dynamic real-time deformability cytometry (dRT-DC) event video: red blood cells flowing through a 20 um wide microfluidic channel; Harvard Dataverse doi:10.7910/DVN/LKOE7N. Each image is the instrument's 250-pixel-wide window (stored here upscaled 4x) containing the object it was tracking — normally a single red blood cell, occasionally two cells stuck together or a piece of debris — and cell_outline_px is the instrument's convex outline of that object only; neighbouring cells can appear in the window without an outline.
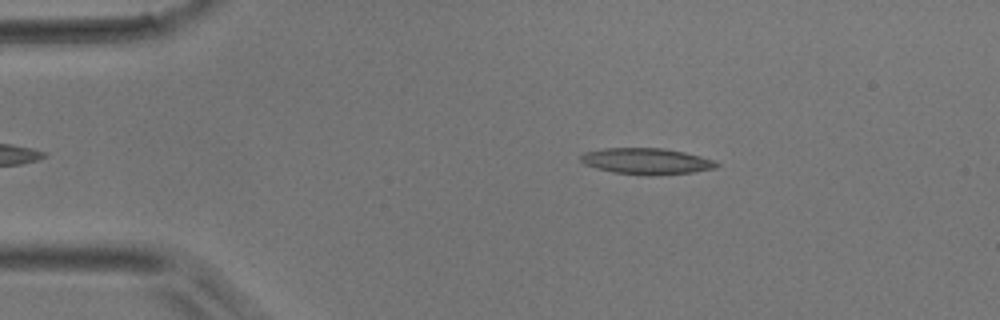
{"species": "common noctule bat (a hibernating species)", "species_latin": "Nyctalus noctula", "temperature_condition": "room temperature", "stored_images_in_passage": 27, "camera_frame_rate_fps": 3000, "um_per_image_px": 0.085, "animal": {"sex": "male", "body_mass_g": 17.9}, "frame": {"image": 1, "passage_image": 3, "time_ms": 0.667, "image_size_px": [1000, 320], "cell_outline_px": [[720, 164], [716, 168], [692, 172], [648, 176], [612, 172], [596, 168], [584, 164], [580, 160], [580, 156], [584, 152], [604, 148], [664, 148], [684, 152], [716, 160]], "centroid_in_image_um": [54.95, 13.7], "position_along_channel_um": 30.0, "area_um2": 20.87}}
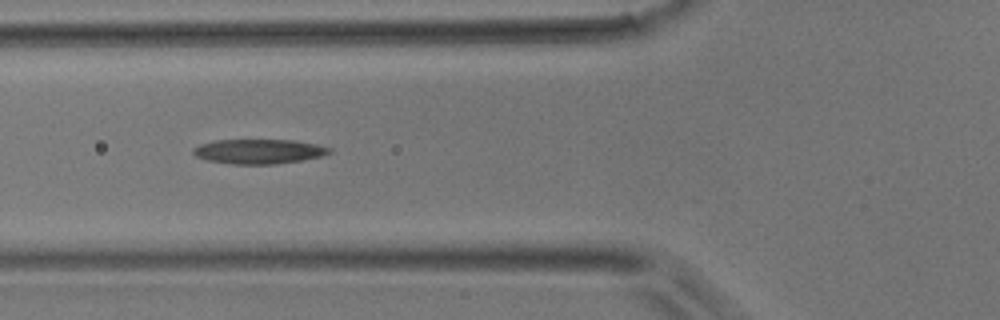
{"frame": {"image": 2, "passage_image": 12, "time_ms": 3.667, "image_size_px": [1000, 320], "cell_outline_px": [[332, 152], [320, 156], [300, 160], [276, 164], [232, 164], [208, 160], [196, 156], [192, 152], [192, 148], [200, 144], [216, 140], [292, 140], [316, 144], [332, 148]], "centroid_in_image_um": [21.99, 12.87], "position_along_channel_um": 103.8, "area_um2": 19.42}}
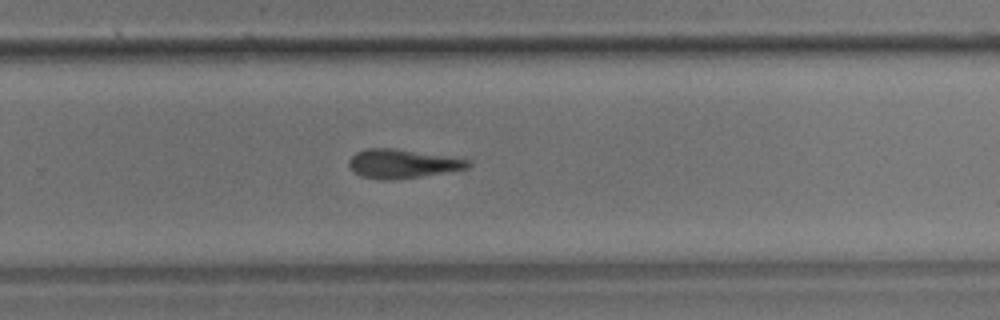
{"frame": {"image": 3, "passage_image": 26, "time_ms": 8.333, "image_size_px": [1000, 320], "cell_outline_px": [[472, 164], [468, 168], [420, 176], [392, 180], [384, 180], [360, 176], [348, 164], [348, 160], [356, 152], [368, 148], [392, 148], [444, 156], [468, 160]], "centroid_in_image_um": [34.15, 13.92], "position_along_channel_um": 295.6, "area_um2": 19.59}}